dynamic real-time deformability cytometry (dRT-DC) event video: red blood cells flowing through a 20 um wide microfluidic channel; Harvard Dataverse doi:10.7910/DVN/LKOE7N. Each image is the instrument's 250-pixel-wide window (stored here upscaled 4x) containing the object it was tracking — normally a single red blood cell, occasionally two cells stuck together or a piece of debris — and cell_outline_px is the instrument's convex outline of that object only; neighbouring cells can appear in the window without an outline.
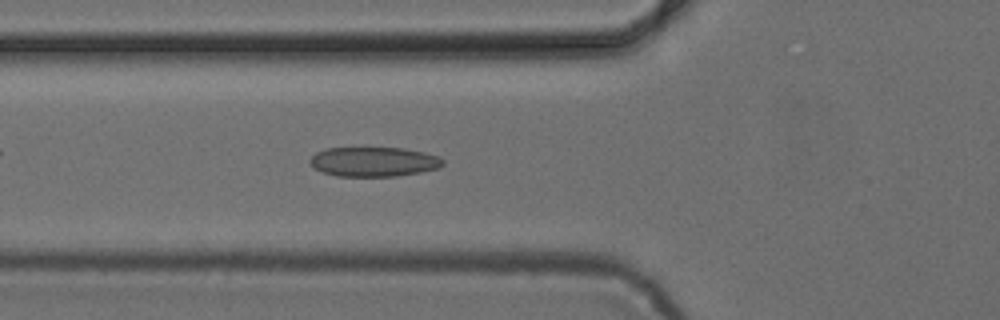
{"species": "common noctule bat (a hibernating species)", "species_latin": "Nyctalus noctula", "temperature_condition": "cold", "stored_images_in_passage": 32, "camera_frame_rate_fps": 3000, "um_per_image_px": 0.085, "animal": {"sex": "female", "body_mass_g": 24.6, "forearm_length_mm": 56.2}, "frame": {"image": 1, "passage_image": 10, "time_ms": 3.0, "image_size_px": [1000, 320], "cell_outline_px": [[444, 164], [440, 168], [420, 172], [396, 176], [336, 176], [324, 172], [316, 168], [308, 160], [316, 152], [328, 148], [404, 148], [424, 152], [440, 156], [444, 160]], "centroid_in_image_um": [31.82, 13.74], "position_along_channel_um": 94.0, "area_um2": 22.89}}
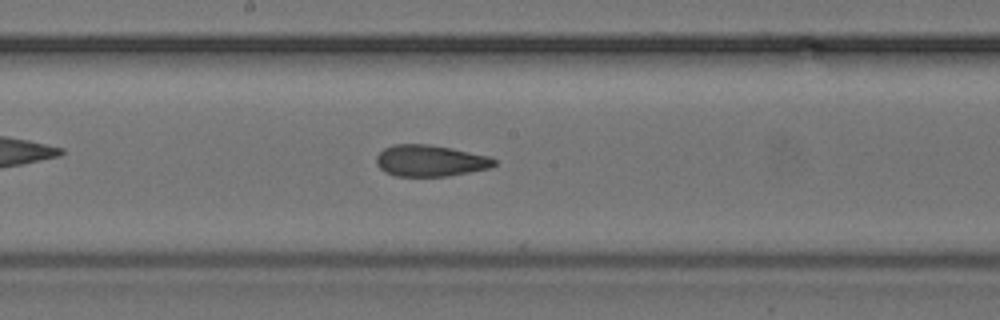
{"frame": {"image": 2, "passage_image": 19, "time_ms": 6.0, "image_size_px": [1000, 320], "cell_outline_px": [[496, 164], [492, 168], [448, 176], [396, 176], [384, 172], [376, 164], [376, 156], [384, 148], [392, 144], [428, 144], [452, 148], [488, 156], [496, 160]], "centroid_in_image_um": [36.56, 13.66], "position_along_channel_um": 211.6, "area_um2": 21.73}}
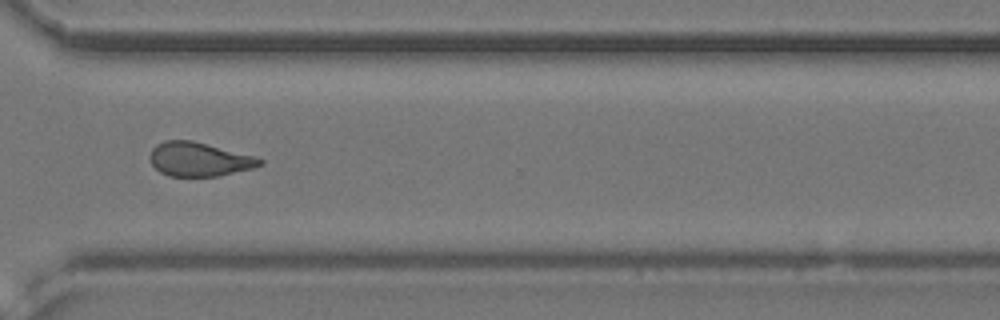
{"frame": {"image": 3, "passage_image": 30, "time_ms": 9.667, "image_size_px": [1000, 320], "cell_outline_px": [[264, 164], [252, 168], [220, 176], [168, 176], [160, 172], [152, 164], [148, 156], [152, 148], [156, 144], [164, 140], [192, 140], [256, 156], [264, 160]], "centroid_in_image_um": [16.92, 13.53], "position_along_channel_um": 353.7, "area_um2": 21.96}, "authors_computed_cell_mechanics": {"area_um2": 22.1952, "velocity_mm_per_s": 3.8863, "shape_relaxation_time_tau1_ms": 8.6294, "shape_relaxation_time_tau2_ms": 1.7383, "deformation_change_tau1": 0.1706, "deformation_change_tau2": 0.0959}}